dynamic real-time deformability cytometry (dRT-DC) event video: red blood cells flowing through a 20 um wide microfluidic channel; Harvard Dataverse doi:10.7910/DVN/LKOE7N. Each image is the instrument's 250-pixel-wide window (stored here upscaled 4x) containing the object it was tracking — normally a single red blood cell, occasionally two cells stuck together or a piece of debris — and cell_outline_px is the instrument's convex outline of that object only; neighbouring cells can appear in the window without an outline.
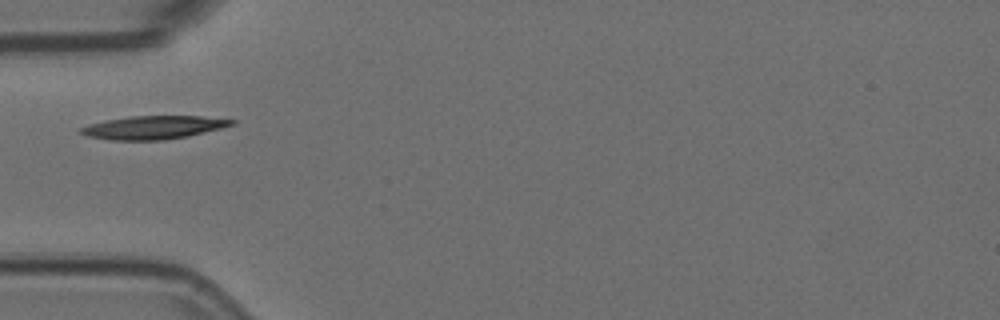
{"species": "Egyptian fruit bat (a non-hibernating species)", "species_latin": "Rousettus aegyptiacus", "temperature_condition": "room temperature", "stored_images_in_passage": 2, "camera_frame_rate_fps": 3000, "um_per_image_px": 0.085, "animal": {"sex": "female"}, "frame": {"image": 1, "passage_image": 1, "time_ms": 0.0, "image_size_px": [1000, 320], "cell_outline_px": [[236, 124], [188, 136], [164, 140], [112, 140], [88, 136], [76, 132], [80, 128], [92, 124], [108, 120], [132, 116], [200, 116], [236, 120]], "centroid_in_image_um": [13.05, 10.83], "position_along_channel_um": 71.9, "area_um2": 20.23}}
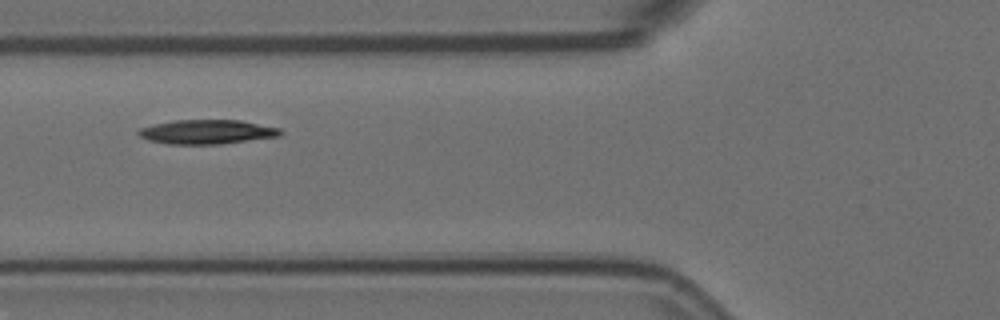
{"frame": {"image": 2, "passage_image": 2, "time_ms": 0.333, "image_size_px": [1000, 320], "cell_outline_px": [[284, 132], [280, 136], [220, 144], [168, 144], [148, 140], [140, 136], [136, 132], [140, 128], [156, 124], [176, 120], [240, 120], [280, 128]], "centroid_in_image_um": [17.61, 11.21], "position_along_channel_um": 108.2, "area_um2": 20.0}}